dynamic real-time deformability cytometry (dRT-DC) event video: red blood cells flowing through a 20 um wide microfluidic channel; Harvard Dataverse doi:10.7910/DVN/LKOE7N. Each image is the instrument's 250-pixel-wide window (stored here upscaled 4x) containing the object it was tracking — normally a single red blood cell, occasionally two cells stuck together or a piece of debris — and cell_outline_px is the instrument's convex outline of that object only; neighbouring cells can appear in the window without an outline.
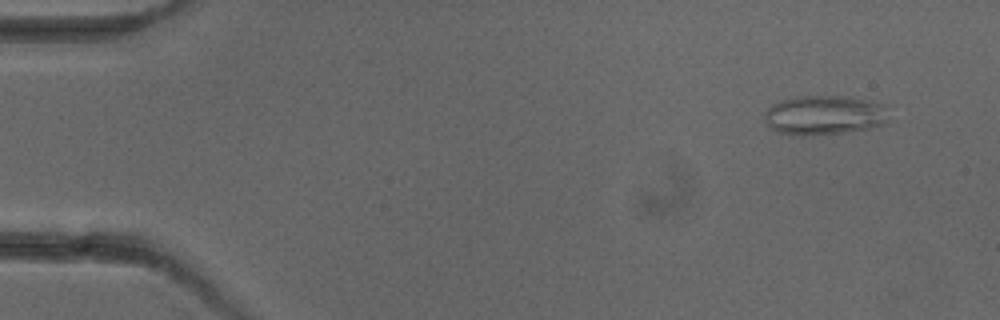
{"species": "common noctule bat (a hibernating species)", "species_latin": "Nyctalus noctula", "temperature_condition": "cold", "stored_images_in_passage": 4, "camera_frame_rate_fps": 3000, "um_per_image_px": 0.085, "animal": {"sex": "female"}, "frame": {"image": 1, "passage_image": 1, "time_ms": 0.0, "image_size_px": [1000, 320], "cell_outline_px": [[888, 104], [884, 120], [880, 124], [868, 128], [844, 132], [804, 136], [800, 136], [780, 132], [772, 128], [768, 124], [764, 116], [764, 112], [772, 104], [780, 100], [804, 96], [848, 96]], "centroid_in_image_um": [70.05, 9.77], "position_along_channel_um": 15.0, "area_um2": 28.32}}